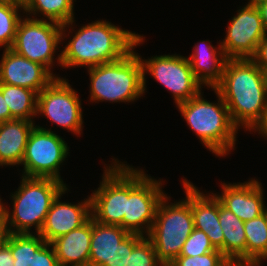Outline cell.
<instances>
[{"label":"cell","mask_w":267,"mask_h":266,"mask_svg":"<svg viewBox=\"0 0 267 266\" xmlns=\"http://www.w3.org/2000/svg\"><path fill=\"white\" fill-rule=\"evenodd\" d=\"M0 4H5V5H13V4H23L19 0H0Z\"/></svg>","instance_id":"obj_38"},{"label":"cell","mask_w":267,"mask_h":266,"mask_svg":"<svg viewBox=\"0 0 267 266\" xmlns=\"http://www.w3.org/2000/svg\"><path fill=\"white\" fill-rule=\"evenodd\" d=\"M35 121L12 119L0 123V166H21Z\"/></svg>","instance_id":"obj_21"},{"label":"cell","mask_w":267,"mask_h":266,"mask_svg":"<svg viewBox=\"0 0 267 266\" xmlns=\"http://www.w3.org/2000/svg\"><path fill=\"white\" fill-rule=\"evenodd\" d=\"M252 60L262 69L267 67V36L259 43L257 52Z\"/></svg>","instance_id":"obj_32"},{"label":"cell","mask_w":267,"mask_h":266,"mask_svg":"<svg viewBox=\"0 0 267 266\" xmlns=\"http://www.w3.org/2000/svg\"><path fill=\"white\" fill-rule=\"evenodd\" d=\"M81 99L65 77L55 78L37 94V116H45L52 124L81 136L84 128Z\"/></svg>","instance_id":"obj_12"},{"label":"cell","mask_w":267,"mask_h":266,"mask_svg":"<svg viewBox=\"0 0 267 266\" xmlns=\"http://www.w3.org/2000/svg\"><path fill=\"white\" fill-rule=\"evenodd\" d=\"M8 235L7 226L3 213L0 211V246L5 242Z\"/></svg>","instance_id":"obj_35"},{"label":"cell","mask_w":267,"mask_h":266,"mask_svg":"<svg viewBox=\"0 0 267 266\" xmlns=\"http://www.w3.org/2000/svg\"><path fill=\"white\" fill-rule=\"evenodd\" d=\"M70 191L67 187L53 200L39 235L48 243L85 224L91 217V198L76 204L62 202L61 198Z\"/></svg>","instance_id":"obj_15"},{"label":"cell","mask_w":267,"mask_h":266,"mask_svg":"<svg viewBox=\"0 0 267 266\" xmlns=\"http://www.w3.org/2000/svg\"><path fill=\"white\" fill-rule=\"evenodd\" d=\"M219 222L224 234V256L233 266H246L244 222L219 201Z\"/></svg>","instance_id":"obj_22"},{"label":"cell","mask_w":267,"mask_h":266,"mask_svg":"<svg viewBox=\"0 0 267 266\" xmlns=\"http://www.w3.org/2000/svg\"><path fill=\"white\" fill-rule=\"evenodd\" d=\"M67 144L52 129L35 125L29 134L21 162L22 176L52 178L64 183L59 169L70 153Z\"/></svg>","instance_id":"obj_9"},{"label":"cell","mask_w":267,"mask_h":266,"mask_svg":"<svg viewBox=\"0 0 267 266\" xmlns=\"http://www.w3.org/2000/svg\"><path fill=\"white\" fill-rule=\"evenodd\" d=\"M263 136L264 139L267 140V114L263 120V122L254 130V133H256Z\"/></svg>","instance_id":"obj_36"},{"label":"cell","mask_w":267,"mask_h":266,"mask_svg":"<svg viewBox=\"0 0 267 266\" xmlns=\"http://www.w3.org/2000/svg\"><path fill=\"white\" fill-rule=\"evenodd\" d=\"M257 8L260 11V14H261V18L263 20L264 27H265V29L267 31V1L262 2L261 4H259L257 6Z\"/></svg>","instance_id":"obj_37"},{"label":"cell","mask_w":267,"mask_h":266,"mask_svg":"<svg viewBox=\"0 0 267 266\" xmlns=\"http://www.w3.org/2000/svg\"><path fill=\"white\" fill-rule=\"evenodd\" d=\"M265 1L267 0H248V3H246V5L258 6L259 4Z\"/></svg>","instance_id":"obj_39"},{"label":"cell","mask_w":267,"mask_h":266,"mask_svg":"<svg viewBox=\"0 0 267 266\" xmlns=\"http://www.w3.org/2000/svg\"><path fill=\"white\" fill-rule=\"evenodd\" d=\"M74 1L76 2V0H25L24 14L34 19L54 21L63 25L75 18Z\"/></svg>","instance_id":"obj_26"},{"label":"cell","mask_w":267,"mask_h":266,"mask_svg":"<svg viewBox=\"0 0 267 266\" xmlns=\"http://www.w3.org/2000/svg\"><path fill=\"white\" fill-rule=\"evenodd\" d=\"M0 83L29 88L40 93L59 75L52 74L44 65L18 55L12 49H2Z\"/></svg>","instance_id":"obj_14"},{"label":"cell","mask_w":267,"mask_h":266,"mask_svg":"<svg viewBox=\"0 0 267 266\" xmlns=\"http://www.w3.org/2000/svg\"><path fill=\"white\" fill-rule=\"evenodd\" d=\"M0 90L10 109V120L34 121L37 116V93L35 91L3 83H0Z\"/></svg>","instance_id":"obj_25"},{"label":"cell","mask_w":267,"mask_h":266,"mask_svg":"<svg viewBox=\"0 0 267 266\" xmlns=\"http://www.w3.org/2000/svg\"><path fill=\"white\" fill-rule=\"evenodd\" d=\"M261 70H262V74H263L264 84H265L266 89H267V67H263Z\"/></svg>","instance_id":"obj_40"},{"label":"cell","mask_w":267,"mask_h":266,"mask_svg":"<svg viewBox=\"0 0 267 266\" xmlns=\"http://www.w3.org/2000/svg\"><path fill=\"white\" fill-rule=\"evenodd\" d=\"M130 233L118 225H106L92 218L89 266H103Z\"/></svg>","instance_id":"obj_23"},{"label":"cell","mask_w":267,"mask_h":266,"mask_svg":"<svg viewBox=\"0 0 267 266\" xmlns=\"http://www.w3.org/2000/svg\"><path fill=\"white\" fill-rule=\"evenodd\" d=\"M144 236L130 233L112 253L110 262H105L103 266H128V256H130L134 246Z\"/></svg>","instance_id":"obj_31"},{"label":"cell","mask_w":267,"mask_h":266,"mask_svg":"<svg viewBox=\"0 0 267 266\" xmlns=\"http://www.w3.org/2000/svg\"><path fill=\"white\" fill-rule=\"evenodd\" d=\"M25 16V17H24ZM62 25L49 20L34 19L23 14L18 23L11 49L30 61L44 65L52 74L56 63L61 67ZM55 59V60H54Z\"/></svg>","instance_id":"obj_8"},{"label":"cell","mask_w":267,"mask_h":266,"mask_svg":"<svg viewBox=\"0 0 267 266\" xmlns=\"http://www.w3.org/2000/svg\"><path fill=\"white\" fill-rule=\"evenodd\" d=\"M128 266H164L157 258L152 241L144 236L128 256Z\"/></svg>","instance_id":"obj_28"},{"label":"cell","mask_w":267,"mask_h":266,"mask_svg":"<svg viewBox=\"0 0 267 266\" xmlns=\"http://www.w3.org/2000/svg\"><path fill=\"white\" fill-rule=\"evenodd\" d=\"M227 25L226 36L220 41L227 58L252 59L259 43L267 36L257 6H240Z\"/></svg>","instance_id":"obj_13"},{"label":"cell","mask_w":267,"mask_h":266,"mask_svg":"<svg viewBox=\"0 0 267 266\" xmlns=\"http://www.w3.org/2000/svg\"><path fill=\"white\" fill-rule=\"evenodd\" d=\"M145 42L144 35L138 34L132 49L119 60L87 69L90 86V102H110L126 104L143 97V68L137 46Z\"/></svg>","instance_id":"obj_3"},{"label":"cell","mask_w":267,"mask_h":266,"mask_svg":"<svg viewBox=\"0 0 267 266\" xmlns=\"http://www.w3.org/2000/svg\"><path fill=\"white\" fill-rule=\"evenodd\" d=\"M208 42V43H207ZM213 46L210 40H200L187 57L197 81L206 88L214 89L220 82L228 60L220 42Z\"/></svg>","instance_id":"obj_19"},{"label":"cell","mask_w":267,"mask_h":266,"mask_svg":"<svg viewBox=\"0 0 267 266\" xmlns=\"http://www.w3.org/2000/svg\"><path fill=\"white\" fill-rule=\"evenodd\" d=\"M246 266H262L267 259V221L265 212L244 222ZM263 261V262H262Z\"/></svg>","instance_id":"obj_24"},{"label":"cell","mask_w":267,"mask_h":266,"mask_svg":"<svg viewBox=\"0 0 267 266\" xmlns=\"http://www.w3.org/2000/svg\"><path fill=\"white\" fill-rule=\"evenodd\" d=\"M216 249L211 244L207 234L194 228L186 239L179 256H201Z\"/></svg>","instance_id":"obj_30"},{"label":"cell","mask_w":267,"mask_h":266,"mask_svg":"<svg viewBox=\"0 0 267 266\" xmlns=\"http://www.w3.org/2000/svg\"><path fill=\"white\" fill-rule=\"evenodd\" d=\"M262 187V183L254 178L243 183L221 182L222 192L213 194L225 208L245 222L265 212L266 205Z\"/></svg>","instance_id":"obj_16"},{"label":"cell","mask_w":267,"mask_h":266,"mask_svg":"<svg viewBox=\"0 0 267 266\" xmlns=\"http://www.w3.org/2000/svg\"><path fill=\"white\" fill-rule=\"evenodd\" d=\"M214 91L217 102L204 99L201 91L195 97L176 105L181 117L199 138V141L217 157H225L236 149L240 131L232 122L229 109L221 95Z\"/></svg>","instance_id":"obj_4"},{"label":"cell","mask_w":267,"mask_h":266,"mask_svg":"<svg viewBox=\"0 0 267 266\" xmlns=\"http://www.w3.org/2000/svg\"><path fill=\"white\" fill-rule=\"evenodd\" d=\"M138 55L143 68L144 92H147L146 76L148 74L168 89L169 93H172L176 105L186 102L202 91L203 86L194 76L186 56L175 53L142 59L140 54Z\"/></svg>","instance_id":"obj_11"},{"label":"cell","mask_w":267,"mask_h":266,"mask_svg":"<svg viewBox=\"0 0 267 266\" xmlns=\"http://www.w3.org/2000/svg\"><path fill=\"white\" fill-rule=\"evenodd\" d=\"M168 266H233L220 250L201 256H178Z\"/></svg>","instance_id":"obj_29"},{"label":"cell","mask_w":267,"mask_h":266,"mask_svg":"<svg viewBox=\"0 0 267 266\" xmlns=\"http://www.w3.org/2000/svg\"><path fill=\"white\" fill-rule=\"evenodd\" d=\"M238 129L253 132L267 114V89L261 68L252 59H228L214 88Z\"/></svg>","instance_id":"obj_2"},{"label":"cell","mask_w":267,"mask_h":266,"mask_svg":"<svg viewBox=\"0 0 267 266\" xmlns=\"http://www.w3.org/2000/svg\"><path fill=\"white\" fill-rule=\"evenodd\" d=\"M163 179H155L144 169L128 164V199L123 228L129 233L148 236L160 201L167 194Z\"/></svg>","instance_id":"obj_7"},{"label":"cell","mask_w":267,"mask_h":266,"mask_svg":"<svg viewBox=\"0 0 267 266\" xmlns=\"http://www.w3.org/2000/svg\"><path fill=\"white\" fill-rule=\"evenodd\" d=\"M20 176V186L10 194L12 211L1 198V212L8 233L39 234L53 200L68 185L52 178Z\"/></svg>","instance_id":"obj_5"},{"label":"cell","mask_w":267,"mask_h":266,"mask_svg":"<svg viewBox=\"0 0 267 266\" xmlns=\"http://www.w3.org/2000/svg\"><path fill=\"white\" fill-rule=\"evenodd\" d=\"M24 14L23 4H0V48L11 49L17 26Z\"/></svg>","instance_id":"obj_27"},{"label":"cell","mask_w":267,"mask_h":266,"mask_svg":"<svg viewBox=\"0 0 267 266\" xmlns=\"http://www.w3.org/2000/svg\"><path fill=\"white\" fill-rule=\"evenodd\" d=\"M5 243L15 266H59L53 246L39 234L8 233Z\"/></svg>","instance_id":"obj_18"},{"label":"cell","mask_w":267,"mask_h":266,"mask_svg":"<svg viewBox=\"0 0 267 266\" xmlns=\"http://www.w3.org/2000/svg\"><path fill=\"white\" fill-rule=\"evenodd\" d=\"M10 120V109L0 90V123Z\"/></svg>","instance_id":"obj_34"},{"label":"cell","mask_w":267,"mask_h":266,"mask_svg":"<svg viewBox=\"0 0 267 266\" xmlns=\"http://www.w3.org/2000/svg\"><path fill=\"white\" fill-rule=\"evenodd\" d=\"M186 197L174 201L167 194L160 201L148 238L152 241L158 260L168 266L181 254L182 246L194 230L190 206V181L182 179ZM170 200V202H169Z\"/></svg>","instance_id":"obj_6"},{"label":"cell","mask_w":267,"mask_h":266,"mask_svg":"<svg viewBox=\"0 0 267 266\" xmlns=\"http://www.w3.org/2000/svg\"><path fill=\"white\" fill-rule=\"evenodd\" d=\"M92 217L82 226L51 242L59 266H89Z\"/></svg>","instance_id":"obj_20"},{"label":"cell","mask_w":267,"mask_h":266,"mask_svg":"<svg viewBox=\"0 0 267 266\" xmlns=\"http://www.w3.org/2000/svg\"><path fill=\"white\" fill-rule=\"evenodd\" d=\"M0 266H15L11 249L5 242L0 246Z\"/></svg>","instance_id":"obj_33"},{"label":"cell","mask_w":267,"mask_h":266,"mask_svg":"<svg viewBox=\"0 0 267 266\" xmlns=\"http://www.w3.org/2000/svg\"><path fill=\"white\" fill-rule=\"evenodd\" d=\"M75 21L74 18L62 25V44L66 42H63L66 38L68 43L61 49V68L88 69L119 60L132 49L134 39L138 35L103 19L92 21L74 31ZM69 34H72L70 40Z\"/></svg>","instance_id":"obj_1"},{"label":"cell","mask_w":267,"mask_h":266,"mask_svg":"<svg viewBox=\"0 0 267 266\" xmlns=\"http://www.w3.org/2000/svg\"><path fill=\"white\" fill-rule=\"evenodd\" d=\"M111 159L110 164H104L99 187L90 195L91 214L101 224L123 228L128 199V164Z\"/></svg>","instance_id":"obj_10"},{"label":"cell","mask_w":267,"mask_h":266,"mask_svg":"<svg viewBox=\"0 0 267 266\" xmlns=\"http://www.w3.org/2000/svg\"><path fill=\"white\" fill-rule=\"evenodd\" d=\"M190 206L194 228L205 232L213 247L224 255V234L219 222V200L212 191L201 192L190 182Z\"/></svg>","instance_id":"obj_17"}]
</instances>
